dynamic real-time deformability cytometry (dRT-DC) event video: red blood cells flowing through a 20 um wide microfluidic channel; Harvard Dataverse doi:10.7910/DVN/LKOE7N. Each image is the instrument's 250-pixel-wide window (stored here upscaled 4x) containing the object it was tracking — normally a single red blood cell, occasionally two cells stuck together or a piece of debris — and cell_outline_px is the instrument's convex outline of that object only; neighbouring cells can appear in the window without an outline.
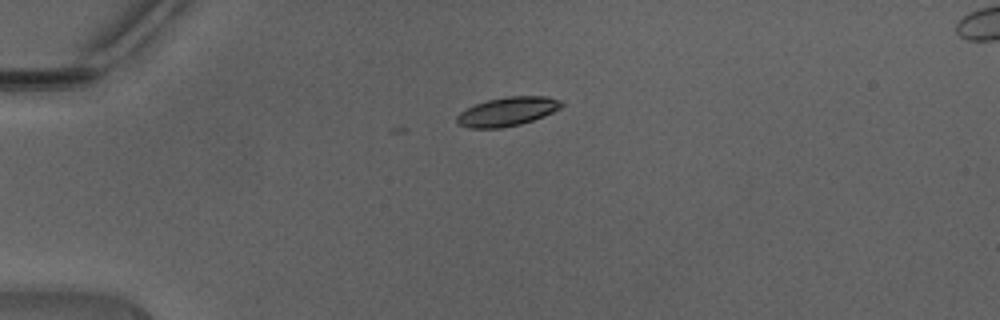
{"species": "Egyptian fruit bat (a non-hibernating species)", "species_latin": "Rousettus aegyptiacus", "temperature_condition": "warm", "stored_images_in_passage": 4, "camera_frame_rate_fps": 3000, "um_per_image_px": 0.085, "animal": {"sex": "male"}, "frame": {"image": 1, "passage_image": 1, "time_ms": 0.0, "image_size_px": [1000, 320], "cell_outline_px": [[564, 104], [560, 108], [544, 116], [520, 124], [500, 128], [468, 128], [460, 124], [456, 120], [456, 116], [460, 112], [476, 104], [488, 100], [504, 96], [548, 96], [560, 100]], "centroid_in_image_um": [43.14, 9.47], "position_along_channel_um": 41.9, "area_um2": 17.51}}